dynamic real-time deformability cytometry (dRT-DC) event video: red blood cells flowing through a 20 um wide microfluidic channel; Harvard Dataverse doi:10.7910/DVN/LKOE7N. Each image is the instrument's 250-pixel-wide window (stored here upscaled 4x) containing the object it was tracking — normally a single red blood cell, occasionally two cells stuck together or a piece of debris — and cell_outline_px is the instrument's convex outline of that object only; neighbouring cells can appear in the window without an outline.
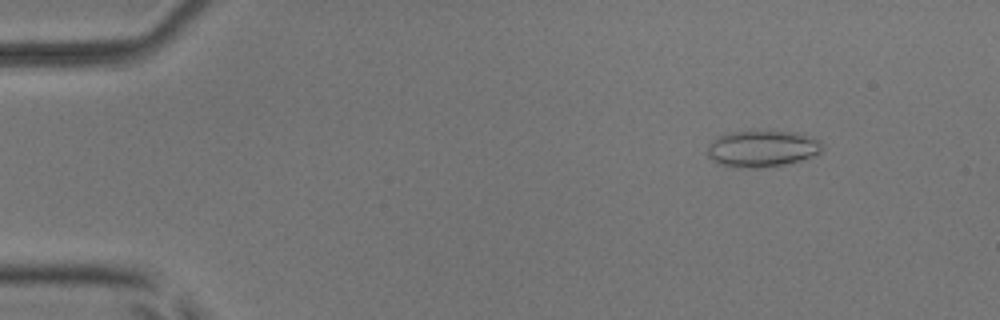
{"species": "common noctule bat (a hibernating species)", "species_latin": "Nyctalus noctula", "temperature_condition": "room temperature", "stored_images_in_passage": 4, "camera_frame_rate_fps": 3000, "um_per_image_px": 0.085, "animal": {"sex": "male", "body_mass_g": 17.9, "forearm_length_mm": 54.2}, "frame": {"image": 1, "passage_image": 1, "time_ms": 0.0, "image_size_px": [1000, 320], "cell_outline_px": [[824, 144], [820, 152], [816, 156], [784, 164], [756, 168], [748, 168], [720, 164], [712, 160], [708, 156], [708, 144], [720, 136], [732, 132], [796, 132], [820, 140]], "centroid_in_image_um": [64.83, 12.64], "position_along_channel_um": 20.2, "area_um2": 24.04}}